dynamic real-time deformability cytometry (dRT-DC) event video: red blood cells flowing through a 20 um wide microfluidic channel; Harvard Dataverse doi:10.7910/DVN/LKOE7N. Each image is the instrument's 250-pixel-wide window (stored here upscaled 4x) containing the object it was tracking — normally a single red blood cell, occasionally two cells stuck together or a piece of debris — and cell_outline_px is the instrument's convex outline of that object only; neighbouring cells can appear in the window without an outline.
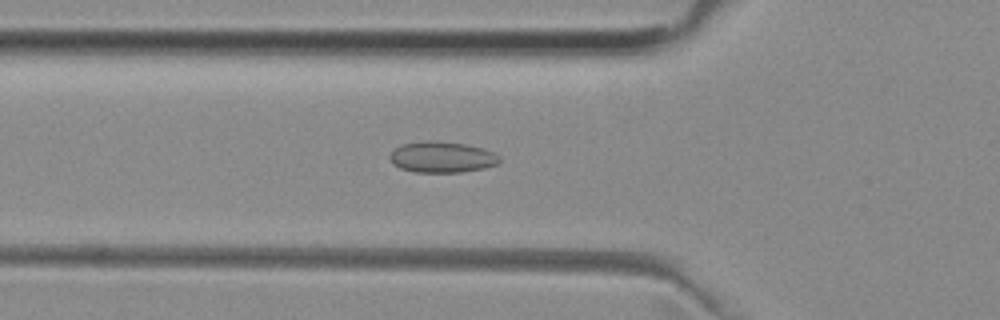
{"species": "common noctule bat (a hibernating species)", "species_latin": "Nyctalus noctula", "temperature_condition": "room temperature", "stored_images_in_passage": 52, "camera_frame_rate_fps": 3000, "um_per_image_px": 0.085, "animal": {"sex": "female", "body_mass_g": 29.2, "forearm_length_mm": 56.3}, "frame": {"image": 1, "passage_image": 18, "time_ms": 5.667, "image_size_px": [1000, 320], "cell_outline_px": [[500, 164], [484, 168], [460, 172], [412, 172], [400, 168], [392, 164], [388, 160], [388, 156], [400, 144], [428, 140], [432, 140], [464, 144], [484, 148], [500, 156]], "centroid_in_image_um": [37.54, 13.35], "position_along_channel_um": 88.3, "area_um2": 20.06}}
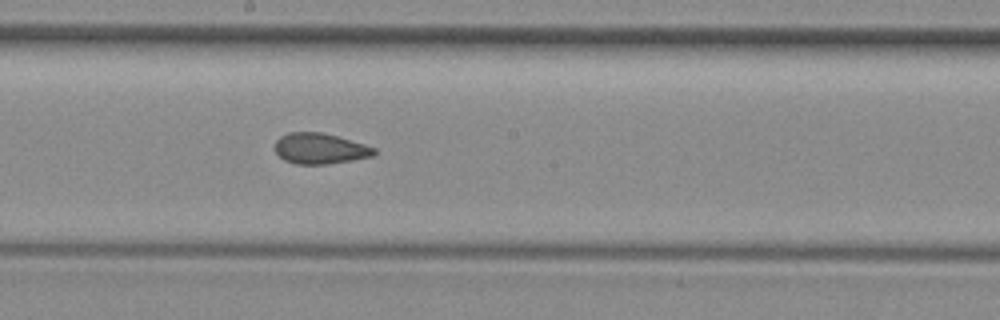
{"frame": {"image": 2, "passage_image": 28, "time_ms": 9.0, "image_size_px": [1000, 320], "cell_outline_px": [[376, 152], [372, 156], [352, 160], [324, 164], [296, 164], [284, 160], [276, 152], [276, 140], [280, 136], [288, 132], [320, 132], [336, 136], [364, 144], [376, 148]], "centroid_in_image_um": [27.18, 12.62], "position_along_channel_um": 221.0, "area_um2": 17.57}}
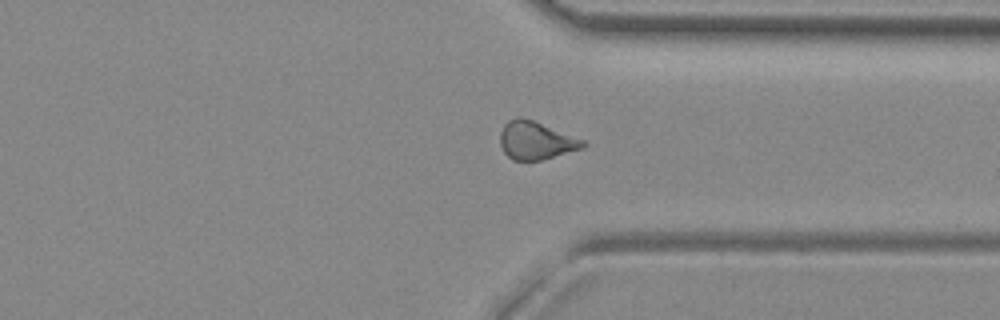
{"frame": {"image": 3, "passage_image": 39, "time_ms": 12.667, "image_size_px": [1000, 320], "cell_outline_px": [[588, 144], [584, 148], [540, 160], [512, 160], [504, 152], [500, 144], [500, 132], [504, 124], [508, 120], [516, 116], [520, 116], [532, 120], [584, 140]], "centroid_in_image_um": [45.53, 11.93], "position_along_channel_um": 365.9, "area_um2": 18.26}, "authors_computed_cell_mechanics": {"area_um2": 18.7561, "velocity_mm_per_s": 3.9755, "shape_relaxation_time_tau1_ms": null, "shape_relaxation_time_tau2_ms": 1.7328, "deformation_change_tau1": null, "deformation_change_tau2": 0.0832}}